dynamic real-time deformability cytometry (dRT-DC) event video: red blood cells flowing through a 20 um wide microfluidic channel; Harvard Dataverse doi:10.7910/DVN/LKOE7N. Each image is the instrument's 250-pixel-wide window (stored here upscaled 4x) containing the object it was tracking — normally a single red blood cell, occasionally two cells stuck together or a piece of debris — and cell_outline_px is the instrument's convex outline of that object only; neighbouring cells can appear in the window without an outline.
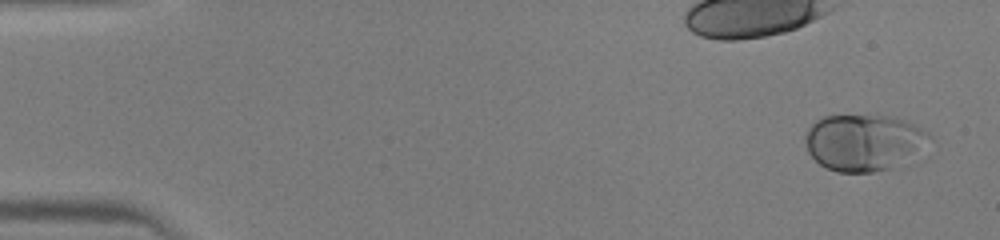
{"species": "human", "species_latin": "Homo sapiens", "temperature_condition": "warm", "stored_images_in_passage": 46, "camera_frame_rate_fps": 3000, "um_per_image_px": 0.085, "donor": {"sex": "male"}, "frame": {"image": 1, "passage_image": 2, "time_ms": 0.333, "image_size_px": [1000, 240], "cell_outline_px": [[932, 136], [928, 156], [920, 160], [908, 164], [892, 168], [872, 172], [836, 172], [820, 164], [808, 152], [804, 140], [804, 136], [808, 128], [820, 116], [892, 116], [904, 120], [924, 128]], "centroid_in_image_um": [73.61, 12.14], "position_along_channel_um": 11.4, "area_um2": 42.71}}
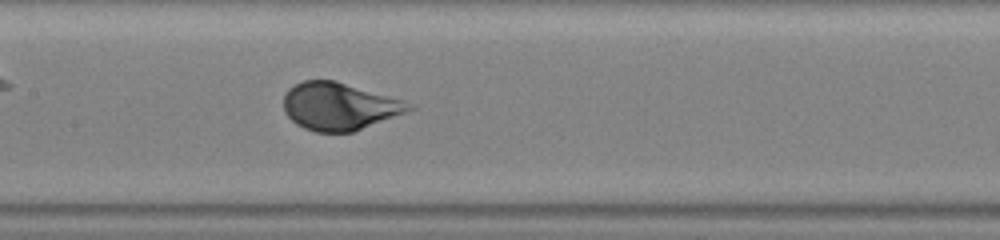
{"frame": {"image": 2, "passage_image": 23, "time_ms": 7.333, "image_size_px": [1000, 240], "cell_outline_px": [[416, 108], [352, 132], [316, 132], [304, 128], [296, 124], [284, 112], [284, 92], [288, 88], [304, 80], [332, 80], [404, 100], [416, 104]], "centroid_in_image_um": [28.82, 9.04], "position_along_channel_um": 178.6, "area_um2": 34.45}}
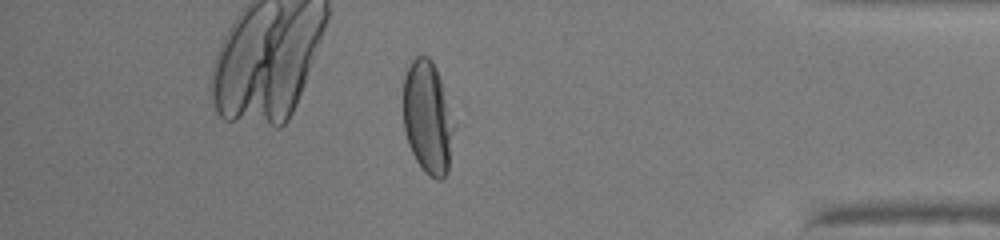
{"frame": {"image": 3, "passage_image": 40, "time_ms": 13.0, "image_size_px": [1000, 240], "cell_outline_px": [[456, 124], [448, 172], [440, 180], [436, 180], [428, 176], [424, 172], [416, 160], [408, 144], [404, 132], [404, 76], [408, 64], [416, 56], [428, 56], [432, 60], [436, 68]], "centroid_in_image_um": [36.37, 10.02], "position_along_channel_um": 398.8, "area_um2": 33.87}}